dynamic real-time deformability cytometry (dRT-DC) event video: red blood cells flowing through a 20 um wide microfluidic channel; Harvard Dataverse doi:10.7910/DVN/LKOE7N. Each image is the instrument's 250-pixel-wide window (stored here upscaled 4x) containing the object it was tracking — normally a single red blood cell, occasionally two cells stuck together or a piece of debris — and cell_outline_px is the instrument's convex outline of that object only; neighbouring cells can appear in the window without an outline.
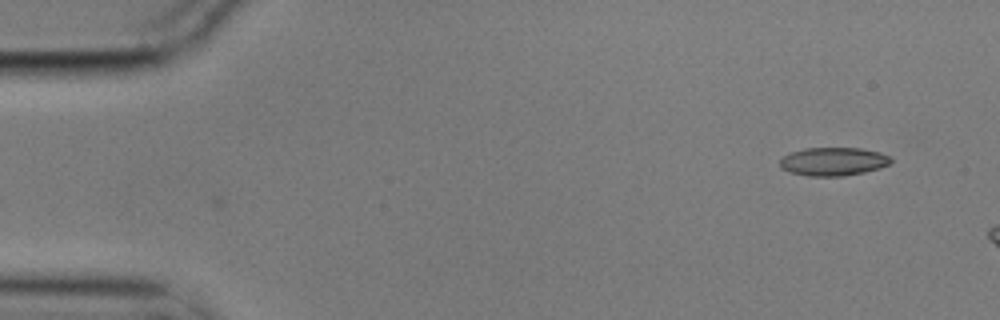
{"species": "common noctule bat (a hibernating species)", "species_latin": "Nyctalus noctula", "temperature_condition": "cold", "stored_images_in_passage": 3, "camera_frame_rate_fps": 3000, "um_per_image_px": 0.085, "animal": {"sex": "male", "body_mass_g": 17.9}, "frame": {"image": 1, "passage_image": 3, "time_ms": 0.667, "image_size_px": [1000, 320], "cell_outline_px": [[892, 160], [888, 164], [880, 168], [864, 172], [844, 176], [808, 176], [788, 172], [780, 168], [780, 160], [788, 152], [804, 148], [860, 148], [880, 152], [888, 156]], "centroid_in_image_um": [70.78, 13.73], "position_along_channel_um": 14.2, "area_um2": 18.44}}